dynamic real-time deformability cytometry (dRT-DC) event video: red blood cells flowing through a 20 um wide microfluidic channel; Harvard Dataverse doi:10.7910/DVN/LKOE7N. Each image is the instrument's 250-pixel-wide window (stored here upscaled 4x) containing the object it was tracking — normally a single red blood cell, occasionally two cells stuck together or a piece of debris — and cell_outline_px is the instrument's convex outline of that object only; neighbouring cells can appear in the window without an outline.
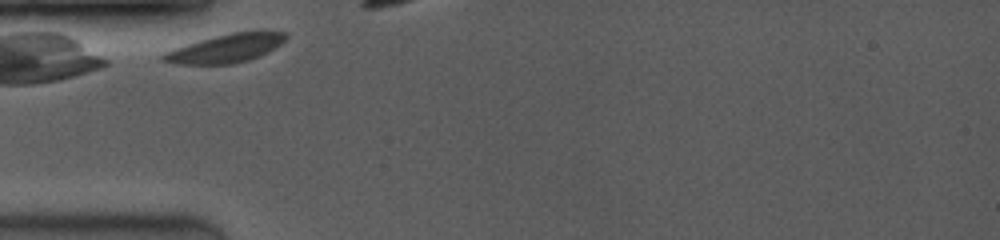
{"species": "common noctule bat (a hibernating species)", "species_latin": "Nyctalus noctula", "temperature_condition": "room temperature", "stored_images_in_passage": 18, "camera_frame_rate_fps": 3500, "um_per_image_px": 0.085, "animal": {"sex": "female", "body_mass_g": 19.0, "forearm_length_mm": 53.3}, "frame": {"image": 1, "passage_image": 1, "time_ms": 0.0, "image_size_px": [1000, 240], "cell_outline_px": [[288, 36], [280, 44], [268, 52], [248, 60], [232, 64], [176, 64], [160, 60], [160, 56], [164, 52], [200, 40], [232, 32], [284, 32]], "centroid_in_image_um": [19.15, 4.13], "position_along_channel_um": 65.9, "area_um2": 19.94}}